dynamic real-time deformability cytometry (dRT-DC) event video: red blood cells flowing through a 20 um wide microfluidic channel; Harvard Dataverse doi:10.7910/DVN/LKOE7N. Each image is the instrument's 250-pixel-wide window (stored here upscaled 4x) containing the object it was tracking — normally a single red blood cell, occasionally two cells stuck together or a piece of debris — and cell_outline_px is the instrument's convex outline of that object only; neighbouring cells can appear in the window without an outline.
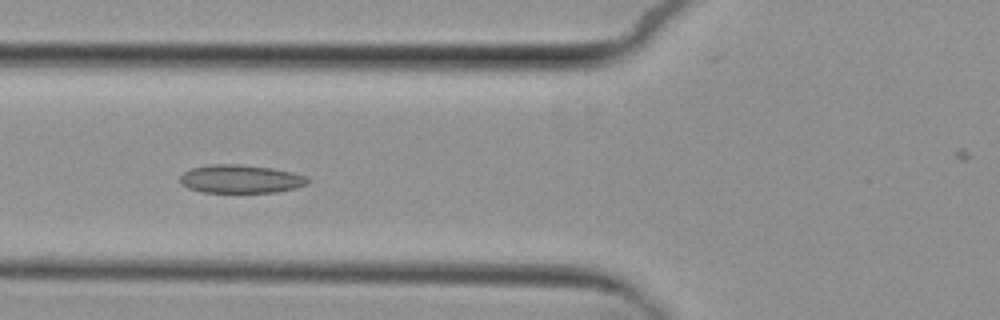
{"species": "common noctule bat (a hibernating species)", "species_latin": "Nyctalus noctula", "temperature_condition": "cold", "stored_images_in_passage": 8, "camera_frame_rate_fps": 3000, "um_per_image_px": 0.085, "animal": {"sex": "female", "body_mass_g": 29.2, "forearm_length_mm": 56.3}, "frame": {"image": 1, "passage_image": 6, "time_ms": 6.0, "image_size_px": [1000, 320], "cell_outline_px": [[312, 180], [308, 184], [296, 188], [276, 192], [200, 192], [188, 188], [180, 180], [180, 176], [184, 172], [192, 168], [208, 164], [240, 164], [272, 168], [292, 172], [308, 176]], "centroid_in_image_um": [20.51, 15.21], "position_along_channel_um": 105.3, "area_um2": 21.21}}
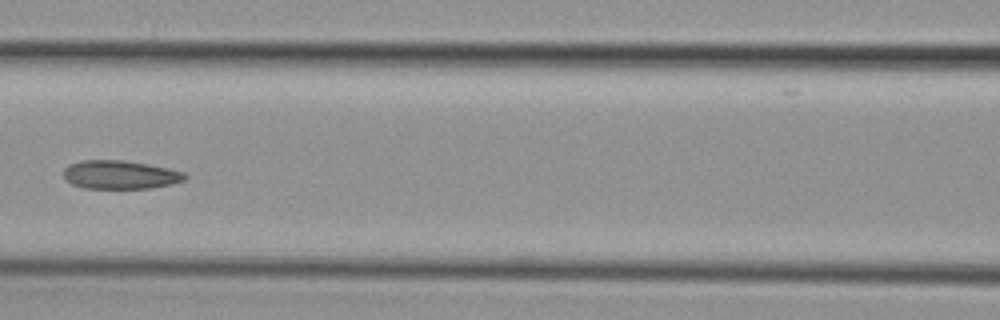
{"frame": {"image": 2, "passage_image": 7, "time_ms": 7.333, "image_size_px": [1000, 320], "cell_outline_px": [[188, 176], [184, 180], [172, 184], [152, 188], [84, 188], [72, 184], [64, 180], [64, 168], [68, 164], [80, 160], [124, 160], [148, 164], [168, 168], [184, 172]], "centroid_in_image_um": [10.19, 14.85], "position_along_channel_um": 156.4, "area_um2": 20.35}}
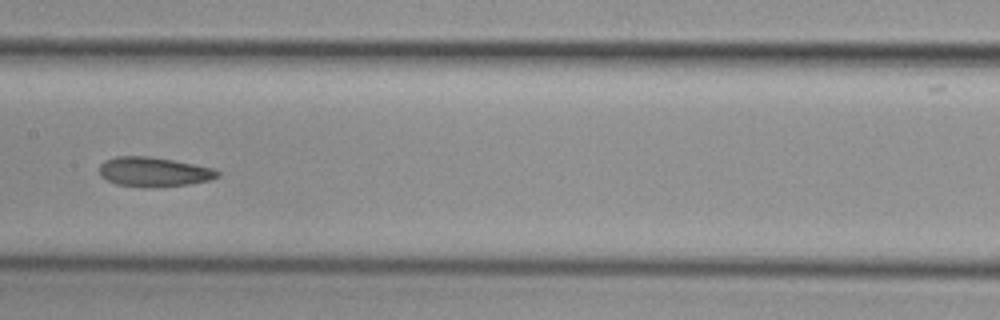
{"frame": {"image": 3, "passage_image": 8, "time_ms": 8.333, "image_size_px": [1000, 320], "cell_outline_px": [[220, 176], [212, 180], [188, 184], [144, 188], [116, 184], [100, 176], [100, 164], [104, 160], [116, 156], [152, 156], [212, 168], [220, 172]], "centroid_in_image_um": [13.06, 14.61], "position_along_channel_um": 194.3, "area_um2": 20.4}}